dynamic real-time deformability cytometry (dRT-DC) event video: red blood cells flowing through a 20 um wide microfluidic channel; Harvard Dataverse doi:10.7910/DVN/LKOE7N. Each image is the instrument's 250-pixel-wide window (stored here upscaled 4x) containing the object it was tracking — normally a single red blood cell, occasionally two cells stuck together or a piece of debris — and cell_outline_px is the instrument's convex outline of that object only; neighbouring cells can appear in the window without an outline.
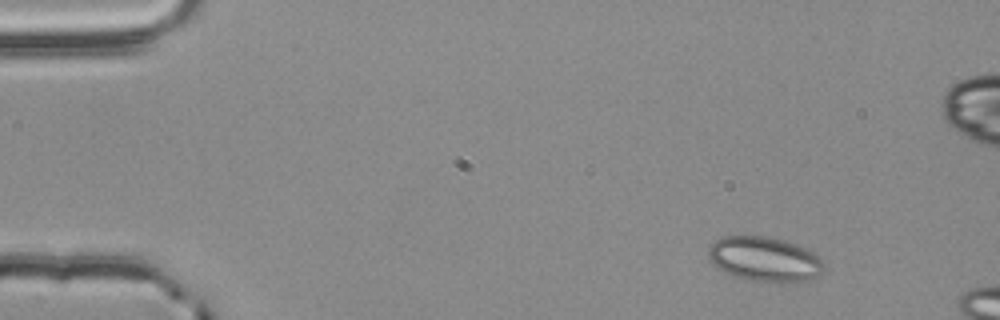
{"species": "common noctule bat (a hibernating species)", "species_latin": "Nyctalus noctula", "temperature_condition": "room temperature", "stored_images_in_passage": 51, "camera_frame_rate_fps": 3000, "um_per_image_px": 0.085, "animal": {"sex": "male", "body_mass_g": 20.4}, "frame": {"image": 1, "passage_image": 1, "time_ms": 0.0, "image_size_px": [1000, 320], "cell_outline_px": [[824, 268], [816, 276], [808, 280], [780, 284], [748, 280], [724, 272], [712, 264], [708, 256], [708, 248], [716, 240], [724, 236], [764, 236], [784, 240], [796, 244], [820, 256], [824, 264]], "centroid_in_image_um": [64.99, 22.05], "position_along_channel_um": 20.0, "area_um2": 30.35}}
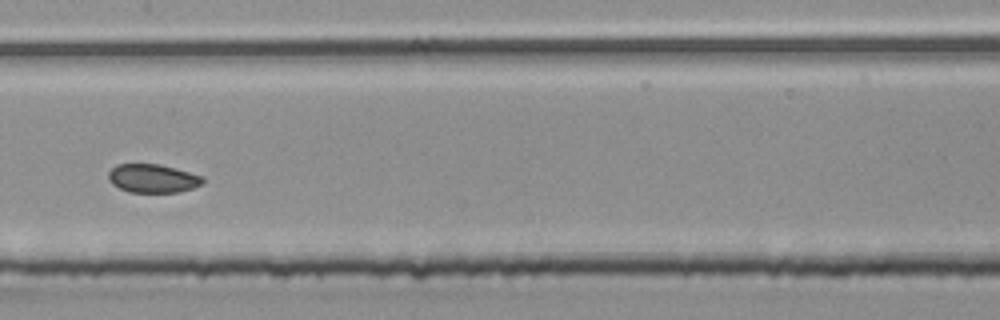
{"frame": {"image": 2, "passage_image": 23, "time_ms": 7.333, "image_size_px": [1000, 320], "cell_outline_px": [[204, 184], [180, 192], [128, 192], [112, 184], [108, 180], [108, 172], [116, 164], [160, 164], [204, 176]], "centroid_in_image_um": [12.99, 15.16], "position_along_channel_um": 194.4, "area_um2": 15.84}}
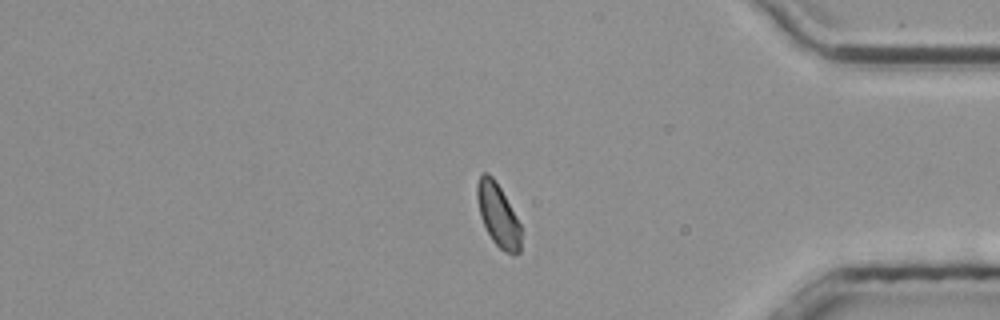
{"frame": {"image": 3, "passage_image": 41, "time_ms": 13.333, "image_size_px": [1000, 320], "cell_outline_px": [[520, 252], [512, 256], [504, 252], [492, 240], [480, 216], [476, 200], [476, 184], [480, 176], [484, 172], [488, 172], [496, 180], [520, 224]], "centroid_in_image_um": [42.31, 18.27], "position_along_channel_um": 392.9, "area_um2": 16.07}, "authors_computed_cell_mechanics": {"area_um2": 16.6464, "velocity_mm_per_s": 3.758, "shape_relaxation_time_tau1_ms": null, "shape_relaxation_time_tau2_ms": 2.8217, "deformation_change_tau1": null, "deformation_change_tau2": 0.0583}}